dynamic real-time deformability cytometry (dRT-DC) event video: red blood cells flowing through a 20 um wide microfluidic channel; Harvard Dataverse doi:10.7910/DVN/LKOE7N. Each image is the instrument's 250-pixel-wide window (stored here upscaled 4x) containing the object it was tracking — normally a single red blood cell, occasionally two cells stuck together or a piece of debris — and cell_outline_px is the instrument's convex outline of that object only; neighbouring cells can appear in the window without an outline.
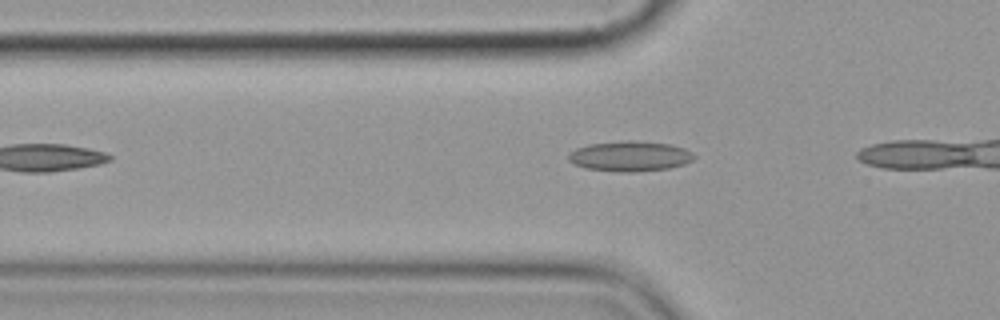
{"species": "common noctule bat (a hibernating species)", "species_latin": "Nyctalus noctula", "temperature_condition": "cold", "stored_images_in_passage": 2, "camera_frame_rate_fps": 3000, "um_per_image_px": 0.085, "animal": {"sex": "female", "body_mass_g": 19.9}, "frame": {"image": 1, "passage_image": 2, "time_ms": 1.333, "image_size_px": [1000, 320], "cell_outline_px": [[696, 156], [692, 160], [684, 164], [668, 168], [632, 172], [616, 172], [584, 168], [572, 164], [568, 160], [568, 156], [576, 148], [588, 144], [628, 140], [632, 140], [672, 144], [684, 148], [692, 152]], "centroid_in_image_um": [53.53, 13.28], "position_along_channel_um": 72.3, "area_um2": 22.25}}